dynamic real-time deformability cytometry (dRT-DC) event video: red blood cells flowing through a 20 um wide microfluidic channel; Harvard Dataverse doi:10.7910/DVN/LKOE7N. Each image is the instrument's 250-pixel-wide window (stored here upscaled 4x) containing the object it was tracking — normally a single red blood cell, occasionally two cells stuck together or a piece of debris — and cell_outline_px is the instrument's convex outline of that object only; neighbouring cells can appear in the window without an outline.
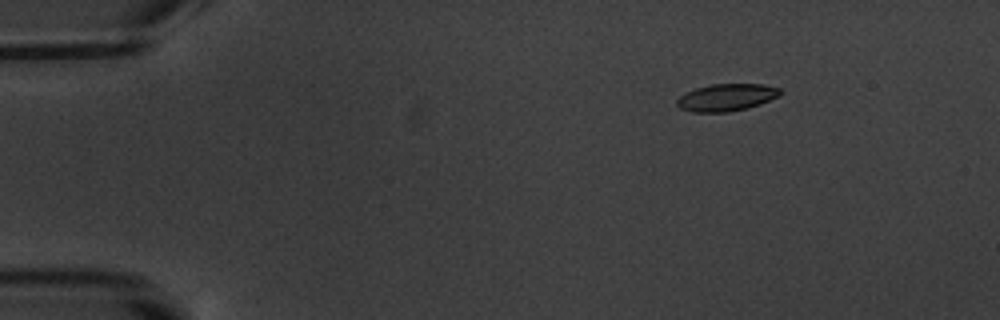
{"species": "common noctule bat (a hibernating species)", "species_latin": "Nyctalus noctula", "temperature_condition": "warm", "stored_images_in_passage": 4, "camera_frame_rate_fps": 3000, "um_per_image_px": 0.085, "animal": {"sex": "male", "body_mass_g": 20.1, "forearm_length_mm": 53.5}, "frame": {"image": 1, "passage_image": 2, "time_ms": 1.667, "image_size_px": [1000, 320], "cell_outline_px": [[784, 92], [780, 96], [760, 104], [748, 108], [728, 112], [692, 112], [680, 108], [676, 104], [676, 100], [680, 96], [696, 88], [712, 84], [764, 84], [780, 88]], "centroid_in_image_um": [61.8, 8.28], "position_along_channel_um": 23.2, "area_um2": 16.47}}